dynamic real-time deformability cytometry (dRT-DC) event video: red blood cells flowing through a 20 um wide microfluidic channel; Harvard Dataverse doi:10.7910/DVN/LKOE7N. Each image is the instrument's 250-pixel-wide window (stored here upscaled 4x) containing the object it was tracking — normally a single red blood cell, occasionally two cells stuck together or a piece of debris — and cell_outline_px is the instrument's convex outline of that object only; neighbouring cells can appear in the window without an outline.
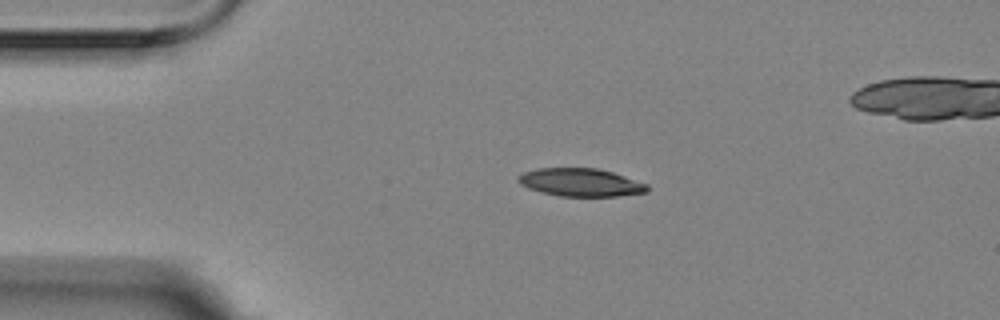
{"species": "Egyptian fruit bat (a non-hibernating species)", "species_latin": "Rousettus aegyptiacus", "temperature_condition": "room temperature", "stored_images_in_passage": 2, "camera_frame_rate_fps": 3000, "um_per_image_px": 0.085, "animal": {"sex": "female"}, "frame": {"image": 1, "passage_image": 2, "time_ms": 0.333, "image_size_px": [1000, 320], "cell_outline_px": [[648, 192], [616, 196], [560, 196], [528, 188], [520, 184], [516, 180], [524, 172], [536, 168], [596, 168], [612, 172], [648, 184]], "centroid_in_image_um": [49.36, 15.5], "position_along_channel_um": 35.6, "area_um2": 20.87}}